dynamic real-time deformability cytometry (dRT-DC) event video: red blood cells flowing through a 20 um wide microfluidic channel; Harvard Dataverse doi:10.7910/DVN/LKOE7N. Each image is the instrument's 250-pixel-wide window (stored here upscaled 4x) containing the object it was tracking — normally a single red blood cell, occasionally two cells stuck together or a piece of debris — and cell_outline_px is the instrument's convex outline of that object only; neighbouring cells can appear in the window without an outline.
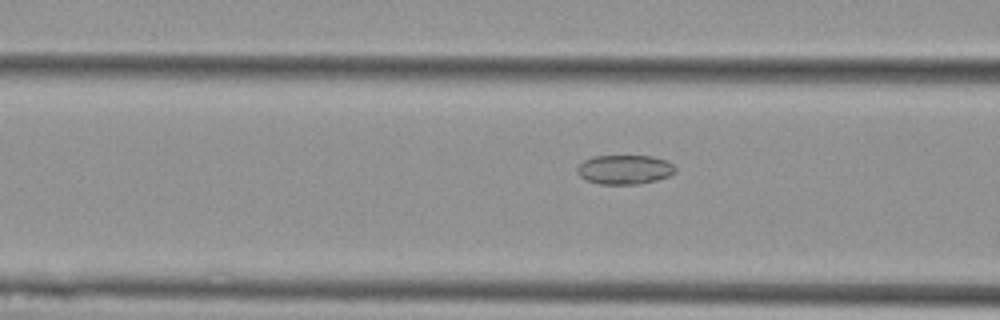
{"species": "Egyptian fruit bat (a non-hibernating species)", "species_latin": "Rousettus aegyptiacus", "temperature_condition": "cold", "stored_images_in_passage": 55, "camera_frame_rate_fps": 3000, "um_per_image_px": 0.085, "animal": {"sex": "female"}, "frame": {"image": 1, "passage_image": 22, "time_ms": 7.0, "image_size_px": [1000, 320], "cell_outline_px": [[676, 172], [668, 176], [656, 180], [640, 184], [600, 184], [588, 180], [580, 176], [576, 172], [576, 168], [584, 160], [592, 156], [652, 156], [668, 160], [676, 168]], "centroid_in_image_um": [53.1, 14.4], "position_along_channel_um": 113.5, "area_um2": 16.82}}
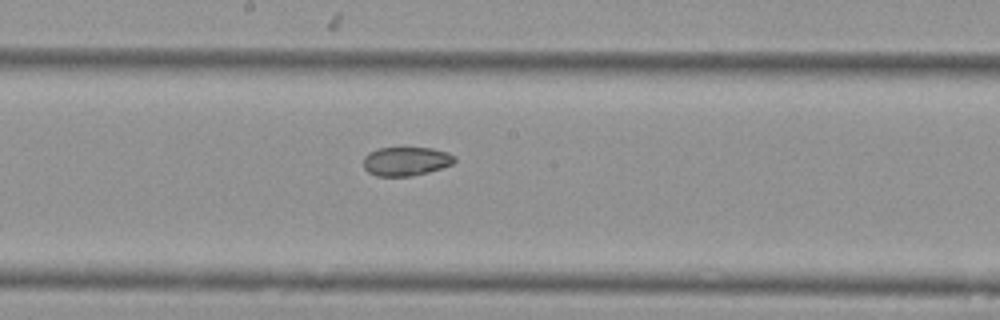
{"frame": {"image": 2, "passage_image": 30, "time_ms": 9.667, "image_size_px": [1000, 320], "cell_outline_px": [[456, 160], [452, 164], [428, 172], [412, 176], [376, 176], [368, 172], [364, 168], [364, 156], [368, 152], [380, 148], [432, 148], [448, 152], [456, 156]], "centroid_in_image_um": [34.51, 13.71], "position_along_channel_um": 213.7, "area_um2": 15.37}}
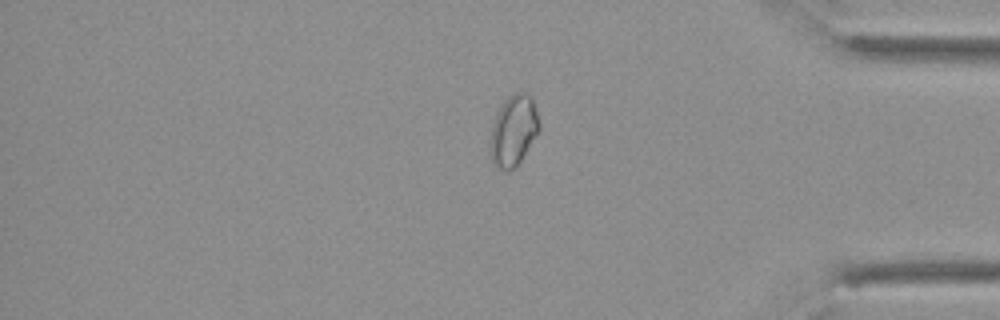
{"frame": {"image": 3, "passage_image": 46, "time_ms": 15.0, "image_size_px": [1000, 320], "cell_outline_px": [[540, 128], [516, 168], [508, 172], [504, 172], [492, 164], [488, 144], [492, 124], [496, 112], [500, 104], [512, 92], [528, 92], [532, 96], [540, 124]], "centroid_in_image_um": [43.6, 11.1], "position_along_channel_um": 391.6, "area_um2": 20.87}, "authors_computed_cell_mechanics": {"area_um2": 19.7676, "velocity_mm_per_s": 3.7648, "shape_relaxation_time_tau1_ms": null, "shape_relaxation_time_tau2_ms": 5.8997, "deformation_change_tau1": null, "deformation_change_tau2": 0.0862}}